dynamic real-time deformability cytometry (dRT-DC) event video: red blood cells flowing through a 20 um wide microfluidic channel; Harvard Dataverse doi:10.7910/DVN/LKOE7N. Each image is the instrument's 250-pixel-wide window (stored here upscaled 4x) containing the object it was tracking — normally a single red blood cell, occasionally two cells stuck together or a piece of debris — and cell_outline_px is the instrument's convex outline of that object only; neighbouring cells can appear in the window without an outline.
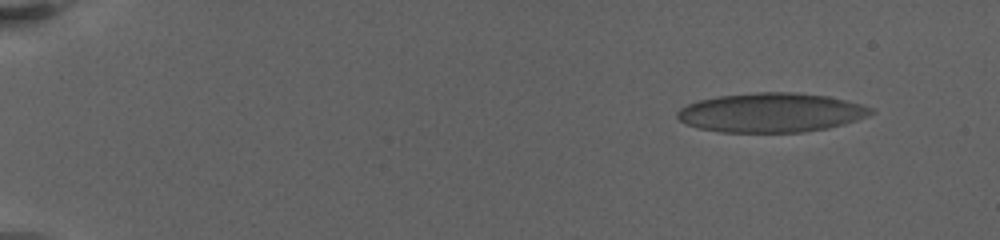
{"species": "human", "species_latin": "Homo sapiens", "temperature_condition": "warm", "stored_images_in_passage": 14, "camera_frame_rate_fps": 3000, "um_per_image_px": 0.085, "donor": {"sex": "female"}, "frame": {"image": 1, "passage_image": 3, "time_ms": 2.0, "image_size_px": [1000, 240], "cell_outline_px": [[872, 112], [856, 120], [844, 124], [828, 128], [804, 132], [720, 132], [696, 128], [684, 124], [676, 116], [676, 112], [680, 108], [688, 104], [700, 100], [720, 96], [760, 92], [796, 92], [828, 96], [860, 104], [872, 108]], "centroid_in_image_um": [65.49, 9.58], "position_along_channel_um": 19.5, "area_um2": 44.16}}
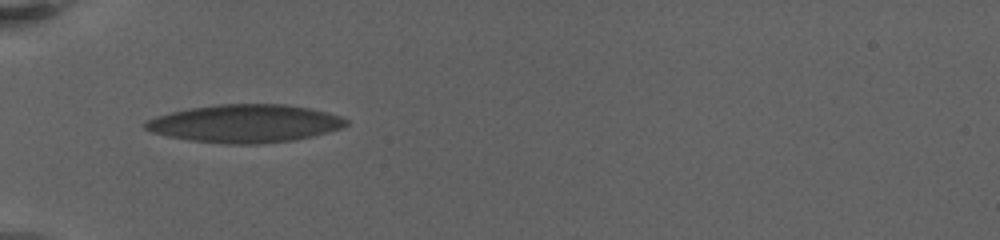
{"frame": {"image": 2, "passage_image": 13, "time_ms": 7.667, "image_size_px": [1000, 240], "cell_outline_px": [[348, 124], [340, 128], [312, 136], [292, 140], [260, 144], [224, 144], [188, 140], [168, 136], [152, 132], [144, 128], [144, 120], [156, 116], [172, 112], [192, 108], [216, 104], [284, 104], [312, 108], [328, 112], [340, 116], [348, 120]], "centroid_in_image_um": [20.82, 10.5], "position_along_channel_um": 64.2, "area_um2": 44.45}}